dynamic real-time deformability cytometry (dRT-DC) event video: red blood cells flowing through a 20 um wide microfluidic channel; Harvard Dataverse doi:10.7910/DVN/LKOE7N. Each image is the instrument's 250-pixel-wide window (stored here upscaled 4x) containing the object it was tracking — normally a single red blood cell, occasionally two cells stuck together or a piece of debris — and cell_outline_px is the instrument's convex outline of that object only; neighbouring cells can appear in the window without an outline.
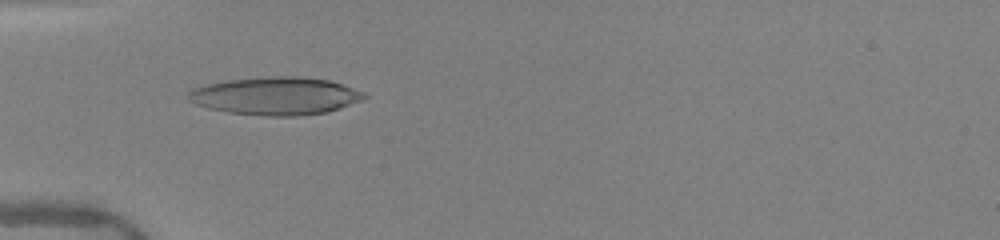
{"species": "human", "species_latin": "Homo sapiens", "temperature_condition": "warm", "stored_images_in_passage": 50, "camera_frame_rate_fps": 3000, "um_per_image_px": 0.085, "donor": {"sex": "female"}, "frame": {"image": 1, "passage_image": 17, "time_ms": 5.333, "image_size_px": [1000, 240], "cell_outline_px": [[368, 96], [364, 100], [324, 112], [296, 116], [264, 116], [228, 112], [208, 108], [196, 104], [188, 100], [188, 92], [192, 88], [204, 84], [228, 80], [272, 76], [300, 76], [328, 80], [364, 92]], "centroid_in_image_um": [23.39, 8.15], "position_along_channel_um": 61.6, "area_um2": 38.67}}
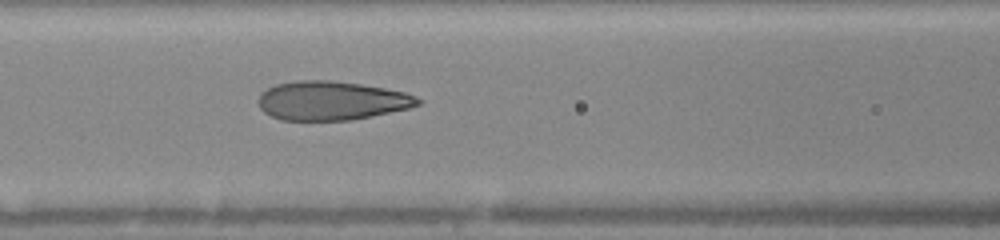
{"frame": {"image": 2, "passage_image": 23, "time_ms": 7.333, "image_size_px": [1000, 240], "cell_outline_px": [[424, 100], [420, 104], [408, 108], [372, 116], [352, 120], [280, 120], [264, 112], [260, 108], [256, 100], [260, 92], [276, 84], [296, 80], [332, 80], [360, 84], [384, 88], [404, 92], [416, 96]], "centroid_in_image_um": [28.15, 8.55], "position_along_channel_um": 138.5, "area_um2": 36.41}}
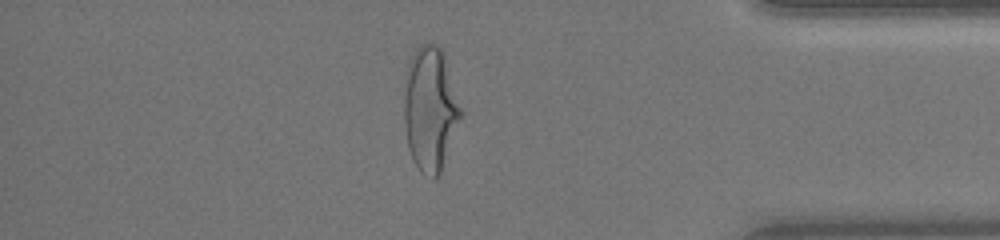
{"frame": {"image": 3, "passage_image": 44, "time_ms": 14.333, "image_size_px": [1000, 240], "cell_outline_px": [[464, 112], [440, 172], [436, 180], [432, 180], [420, 172], [412, 160], [408, 148], [404, 124], [404, 96], [408, 64], [416, 48], [420, 44], [428, 40], [436, 44], [444, 52]], "centroid_in_image_um": [36.59, 9.25], "position_along_channel_um": 398.6, "area_um2": 41.79}, "authors_computed_cell_mechanics": {"area_um2": 37.1943, "velocity_mm_per_s": 4.0589, "shape_relaxation_time_tau1_ms": 6.5994, "shape_relaxation_time_tau2_ms": 0.7655, "deformation_change_tau1": 0.2672, "deformation_change_tau2": 0.0841}}